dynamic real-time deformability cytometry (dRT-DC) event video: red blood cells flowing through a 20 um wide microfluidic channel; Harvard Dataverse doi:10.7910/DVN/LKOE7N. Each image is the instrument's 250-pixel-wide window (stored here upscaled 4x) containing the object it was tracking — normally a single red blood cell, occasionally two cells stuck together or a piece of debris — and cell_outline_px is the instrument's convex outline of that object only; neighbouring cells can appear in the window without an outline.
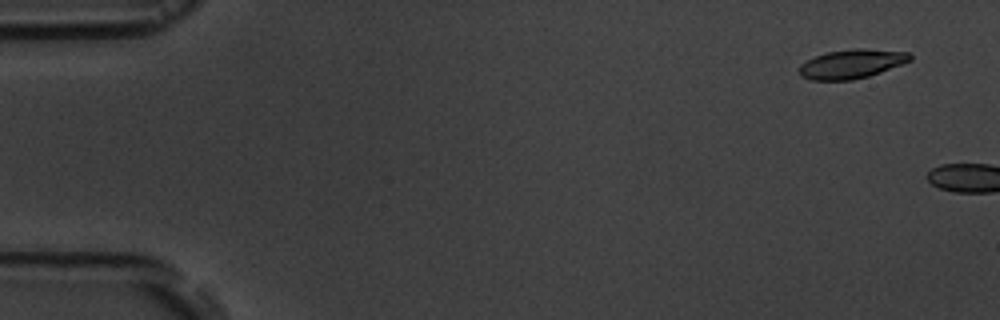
{"species": "common noctule bat (a hibernating species)", "species_latin": "Nyctalus noctula", "temperature_condition": "room temperature", "stored_images_in_passage": 2, "camera_frame_rate_fps": 3000, "um_per_image_px": 0.085, "animal": {"sex": "male", "body_mass_g": 19.5, "forearm_length_mm": 54.6}, "frame": {"image": 1, "passage_image": 1, "time_ms": 0.0, "image_size_px": [1000, 320], "cell_outline_px": [[912, 60], [880, 72], [868, 76], [852, 80], [812, 80], [800, 76], [800, 64], [816, 56], [828, 52], [856, 48], [860, 48], [908, 52], [912, 56]], "centroid_in_image_um": [72.39, 5.43], "position_along_channel_um": 12.6, "area_um2": 18.55}}